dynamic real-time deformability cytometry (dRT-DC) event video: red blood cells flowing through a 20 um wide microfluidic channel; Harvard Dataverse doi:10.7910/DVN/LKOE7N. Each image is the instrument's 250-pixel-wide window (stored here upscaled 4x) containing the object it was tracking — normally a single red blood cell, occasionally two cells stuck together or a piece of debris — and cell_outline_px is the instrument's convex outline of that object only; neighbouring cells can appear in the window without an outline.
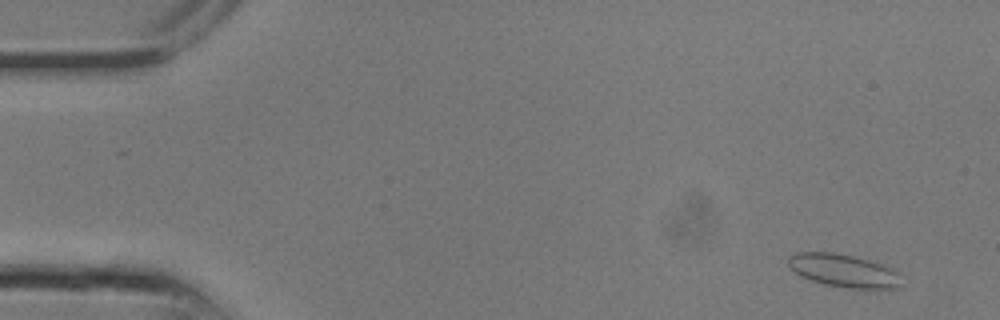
{"species": "common noctule bat (a hibernating species)", "species_latin": "Nyctalus noctula", "temperature_condition": "room temperature", "stored_images_in_passage": 16, "camera_frame_rate_fps": 3000, "um_per_image_px": 0.085, "animal": {"sex": "male", "body_mass_g": 13.3}, "frame": {"image": 1, "passage_image": 2, "time_ms": 0.333, "image_size_px": [1000, 320], "cell_outline_px": [[900, 288], [876, 292], [848, 288], [824, 284], [800, 276], [788, 264], [788, 256], [796, 252], [832, 252], [852, 256], [868, 260], [892, 268], [896, 272], [900, 284]], "centroid_in_image_um": [71.75, 23.05], "position_along_channel_um": 13.2, "area_um2": 22.14}}
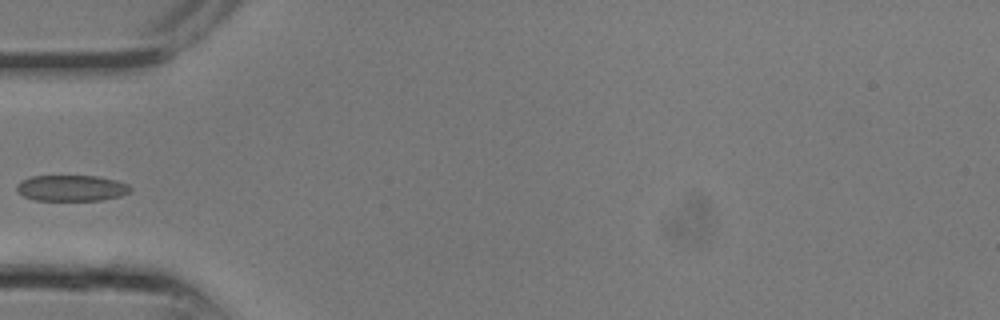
{"frame": {"image": 2, "passage_image": 9, "time_ms": 2.667, "image_size_px": [1000, 320], "cell_outline_px": [[132, 188], [128, 192], [120, 196], [100, 200], [32, 200], [16, 192], [16, 184], [20, 180], [32, 176], [96, 176], [116, 180], [128, 184]], "centroid_in_image_um": [6.02, 15.98], "position_along_channel_um": 79.0, "area_um2": 17.28}}
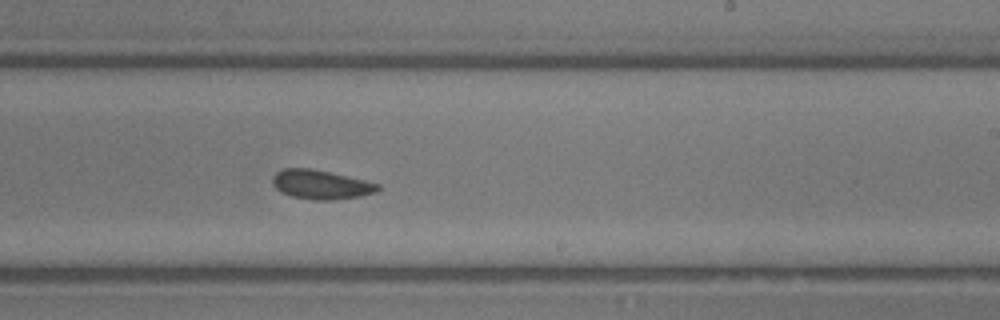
{"frame": {"image": 3, "passage_image": 16, "time_ms": 5.0, "image_size_px": [1000, 320], "cell_outline_px": [[380, 188], [376, 192], [360, 196], [332, 200], [312, 200], [292, 196], [280, 192], [272, 184], [272, 176], [276, 172], [284, 168], [312, 168], [364, 180], [380, 184]], "centroid_in_image_um": [27.25, 15.69], "position_along_channel_um": 261.8, "area_um2": 17.92}}